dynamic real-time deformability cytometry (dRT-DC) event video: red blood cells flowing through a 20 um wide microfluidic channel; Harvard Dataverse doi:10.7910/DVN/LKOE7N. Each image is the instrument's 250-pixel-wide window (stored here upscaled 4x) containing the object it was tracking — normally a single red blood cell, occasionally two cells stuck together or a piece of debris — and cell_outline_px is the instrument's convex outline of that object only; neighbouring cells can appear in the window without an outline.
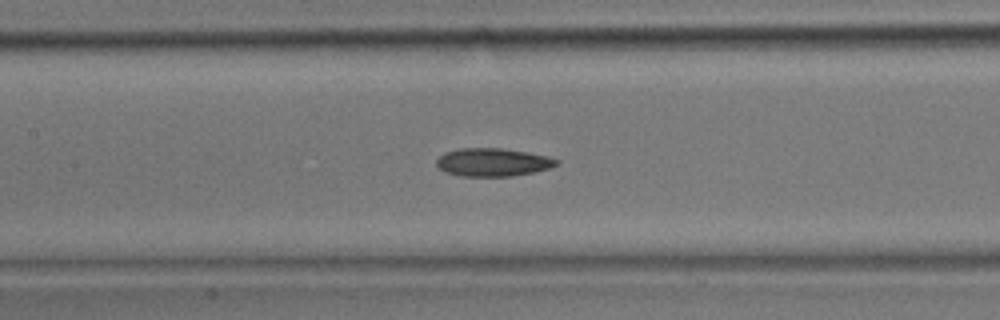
{"species": "common noctule bat (a hibernating species)", "species_latin": "Nyctalus noctula", "temperature_condition": "room temperature", "stored_images_in_passage": 26, "camera_frame_rate_fps": 3000, "um_per_image_px": 0.085, "animal": {"sex": "male", "body_mass_g": 17.9}, "frame": {"image": 1, "passage_image": 8, "time_ms": 2.333, "image_size_px": [1000, 320], "cell_outline_px": [[560, 164], [552, 168], [536, 172], [512, 176], [460, 176], [444, 172], [436, 164], [436, 160], [444, 152], [460, 148], [500, 148], [528, 152], [548, 156], [560, 160]], "centroid_in_image_um": [41.93, 13.79], "position_along_channel_um": 165.5, "area_um2": 19.94}}